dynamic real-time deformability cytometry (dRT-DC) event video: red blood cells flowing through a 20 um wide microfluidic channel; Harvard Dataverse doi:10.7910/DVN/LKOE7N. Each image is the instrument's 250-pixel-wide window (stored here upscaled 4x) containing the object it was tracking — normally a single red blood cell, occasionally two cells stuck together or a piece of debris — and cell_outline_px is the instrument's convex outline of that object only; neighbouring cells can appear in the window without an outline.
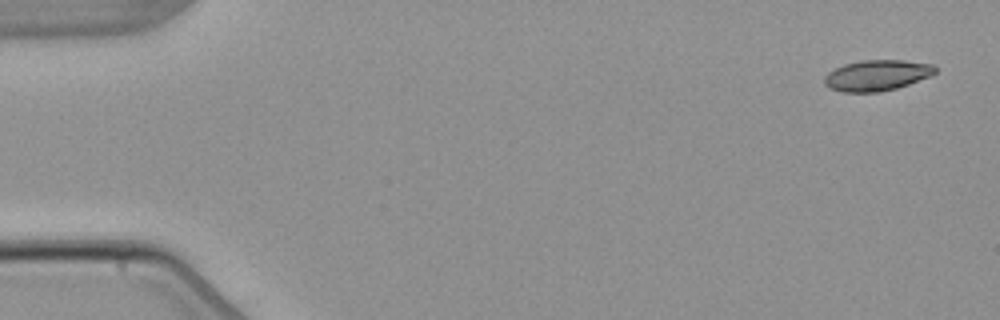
{"species": "common noctule bat (a hibernating species)", "species_latin": "Nyctalus noctula", "temperature_condition": "warm", "stored_images_in_passage": 3, "camera_frame_rate_fps": 3000, "um_per_image_px": 0.085, "animal": {"sex": "male", "body_mass_g": 21.5, "forearm_length_mm": 52.0}, "frame": {"image": 1, "passage_image": 1, "time_ms": 0.0, "image_size_px": [1000, 320], "cell_outline_px": [[936, 72], [932, 76], [896, 88], [880, 92], [840, 92], [828, 88], [824, 84], [824, 76], [828, 72], [844, 64], [860, 60], [904, 60], [932, 64], [936, 68]], "centroid_in_image_um": [74.52, 6.41], "position_along_channel_um": 10.5, "area_um2": 20.06}}